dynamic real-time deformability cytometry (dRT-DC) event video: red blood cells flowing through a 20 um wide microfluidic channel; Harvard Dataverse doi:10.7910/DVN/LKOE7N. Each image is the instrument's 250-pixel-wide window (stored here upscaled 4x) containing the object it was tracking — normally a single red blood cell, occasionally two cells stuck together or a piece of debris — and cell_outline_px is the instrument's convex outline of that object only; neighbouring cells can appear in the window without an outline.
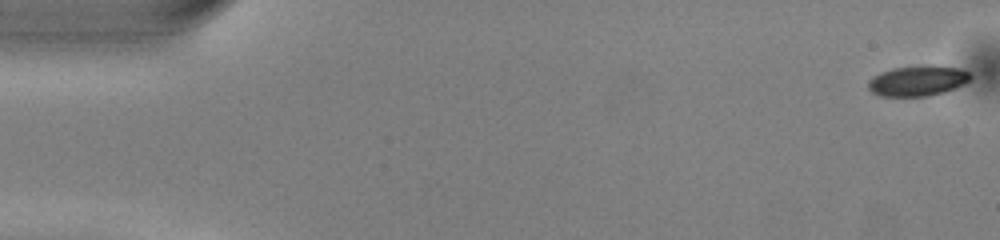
{"species": "common noctule bat (a hibernating species)", "species_latin": "Nyctalus noctula", "temperature_condition": "warm", "stored_images_in_passage": 51, "camera_frame_rate_fps": 3000, "um_per_image_px": 0.085, "animal": {"sex": "male", "body_mass_g": 13.0, "forearm_length_mm": 53.1}, "frame": {"image": 1, "passage_image": 1, "time_ms": 0.0, "image_size_px": [1000, 240], "cell_outline_px": [[972, 76], [964, 84], [944, 92], [928, 96], [880, 96], [872, 92], [868, 88], [868, 80], [872, 76], [880, 72], [892, 68], [920, 64], [932, 64], [960, 68], [968, 72]], "centroid_in_image_um": [77.98, 6.84], "position_along_channel_um": 7.0, "area_um2": 18.5}}
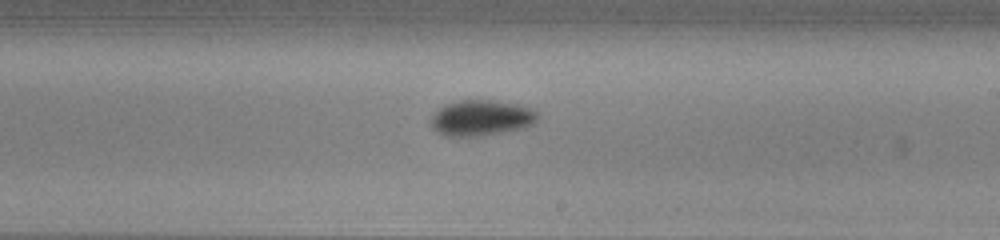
{"frame": {"image": 2, "passage_image": 30, "time_ms": 9.667, "image_size_px": [1000, 240], "cell_outline_px": [[540, 116], [532, 124], [524, 128], [484, 136], [444, 136], [436, 132], [432, 128], [432, 116], [444, 104], [460, 100], [492, 100], [516, 104], [532, 108], [540, 112]], "centroid_in_image_um": [40.94, 10.03], "position_along_channel_um": 248.1, "area_um2": 22.43}}
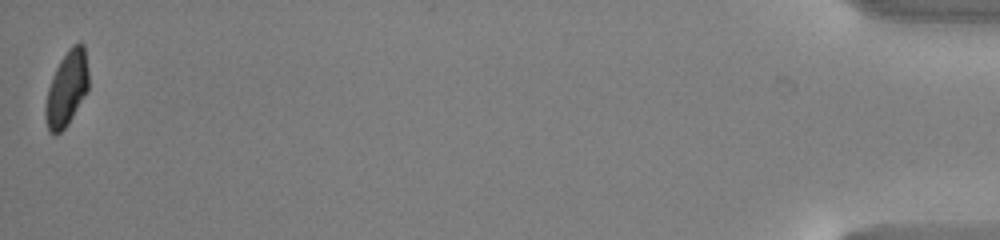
{"frame": {"image": 3, "passage_image": 51, "time_ms": 16.667, "image_size_px": [1000, 240], "cell_outline_px": [[88, 88], [68, 124], [56, 136], [48, 132], [44, 116], [44, 104], [48, 88], [52, 76], [60, 60], [68, 48], [72, 44], [80, 40], [84, 44], [88, 72]], "centroid_in_image_um": [5.64, 7.52], "position_along_channel_um": 429.6, "area_um2": 19.07}, "authors_computed_cell_mechanics": {"area_um2": 20.2878, "velocity_mm_per_s": 4.0273, "shape_relaxation_time_tau1_ms": 2.1544, "shape_relaxation_time_tau2_ms": null, "deformation_change_tau1": 0.118, "deformation_change_tau2": null}}